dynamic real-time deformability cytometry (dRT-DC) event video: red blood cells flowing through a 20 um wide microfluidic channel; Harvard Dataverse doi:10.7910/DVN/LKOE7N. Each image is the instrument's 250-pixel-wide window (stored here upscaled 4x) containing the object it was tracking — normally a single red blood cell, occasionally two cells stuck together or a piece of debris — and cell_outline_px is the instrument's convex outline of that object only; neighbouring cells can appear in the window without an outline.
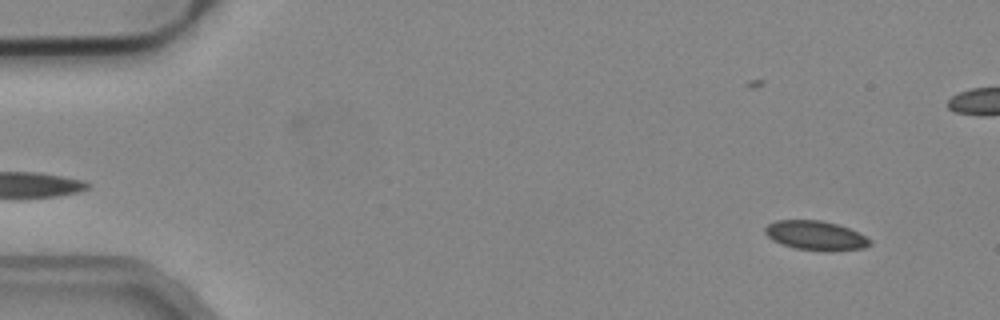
{"species": "common noctule bat (a hibernating species)", "species_latin": "Nyctalus noctula", "temperature_condition": "cold", "stored_images_in_passage": 53, "camera_frame_rate_fps": 3000, "um_per_image_px": 0.085, "animal": {"sex": "male", "body_mass_g": 19.2, "forearm_length_mm": 51.8}, "frame": {"image": 1, "passage_image": 4, "time_ms": 1.0, "image_size_px": [1000, 320], "cell_outline_px": [[872, 244], [864, 248], [828, 252], [796, 248], [780, 244], [772, 240], [764, 232], [764, 228], [768, 224], [776, 220], [820, 220], [836, 224], [848, 228], [872, 240]], "centroid_in_image_um": [69.32, 20.03], "position_along_channel_um": 15.7, "area_um2": 17.98}}
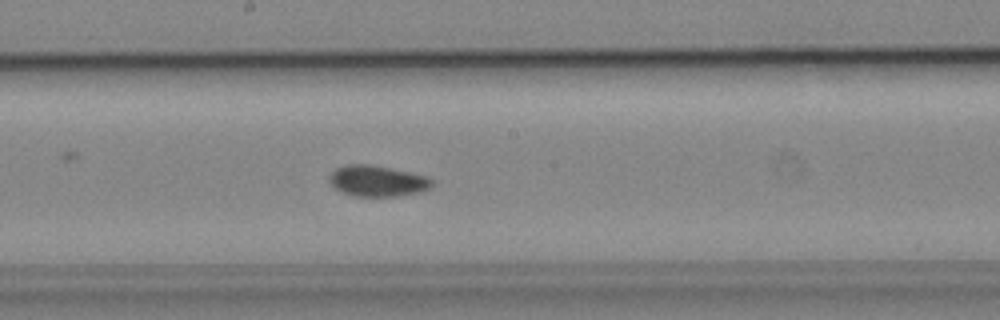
{"frame": {"image": 2, "passage_image": 28, "time_ms": 9.0, "image_size_px": [1000, 320], "cell_outline_px": [[432, 184], [428, 188], [416, 192], [392, 196], [356, 196], [344, 192], [336, 188], [328, 180], [328, 176], [336, 168], [344, 164], [372, 164], [408, 172], [424, 176], [432, 180]], "centroid_in_image_um": [32.0, 15.36], "position_along_channel_um": 216.2, "area_um2": 18.09}}
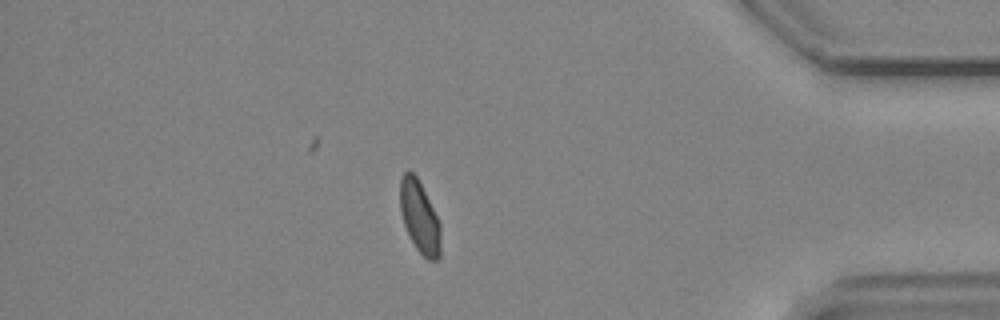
{"frame": {"image": 3, "passage_image": 45, "time_ms": 14.667, "image_size_px": [1000, 320], "cell_outline_px": [[440, 256], [436, 260], [428, 260], [416, 248], [404, 224], [400, 208], [400, 180], [404, 172], [408, 168], [416, 176], [440, 224]], "centroid_in_image_um": [35.65, 18.44], "position_along_channel_um": 399.5, "area_um2": 16.59}, "authors_computed_cell_mechanics": {"area_um2": 17.9758, "velocity_mm_per_s": 3.9, "shape_relaxation_time_tau1_ms": null, "shape_relaxation_time_tau2_ms": 11.3321, "deformation_change_tau1": null, "deformation_change_tau2": 0.0958}}